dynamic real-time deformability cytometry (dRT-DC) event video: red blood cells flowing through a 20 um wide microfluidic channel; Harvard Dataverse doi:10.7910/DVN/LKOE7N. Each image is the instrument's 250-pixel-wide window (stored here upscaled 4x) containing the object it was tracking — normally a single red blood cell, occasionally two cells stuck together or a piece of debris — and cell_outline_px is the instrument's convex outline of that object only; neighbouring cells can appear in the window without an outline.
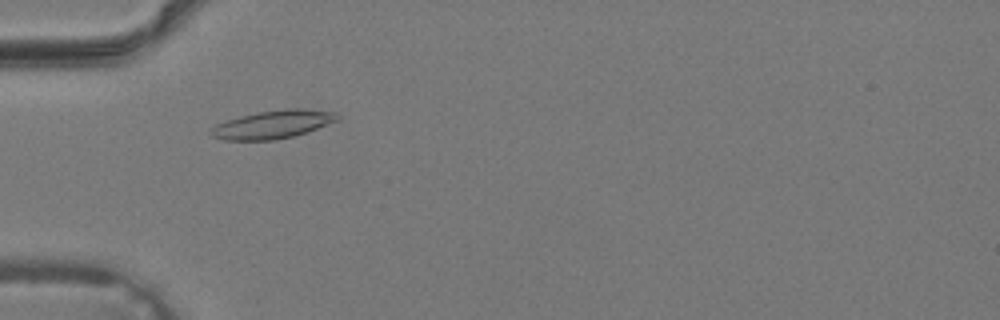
{"species": "common noctule bat (a hibernating species)", "species_latin": "Nyctalus noctula", "temperature_condition": "warm", "stored_images_in_passage": 35, "camera_frame_rate_fps": 3000, "um_per_image_px": 0.085, "animal": {"sex": "male", "body_mass_g": 19.2, "forearm_length_mm": 51.8}, "frame": {"image": 1, "passage_image": 9, "time_ms": 2.667, "image_size_px": [1000, 320], "cell_outline_px": [[340, 116], [336, 120], [308, 132], [276, 140], [224, 140], [212, 136], [208, 132], [208, 128], [216, 124], [240, 116], [256, 112], [288, 108], [300, 108], [332, 112]], "centroid_in_image_um": [23.12, 10.58], "position_along_channel_um": 61.9, "area_um2": 20.69}}
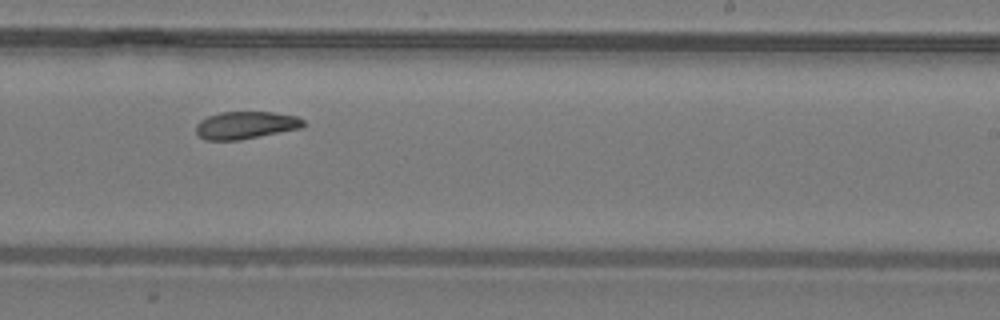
{"frame": {"image": 2, "passage_image": 21, "time_ms": 6.667, "image_size_px": [1000, 320], "cell_outline_px": [[304, 124], [300, 128], [240, 140], [204, 140], [196, 132], [196, 124], [200, 120], [208, 116], [220, 112], [272, 112], [296, 116], [304, 120]], "centroid_in_image_um": [20.85, 10.64], "position_along_channel_um": 268.1, "area_um2": 17.11}}
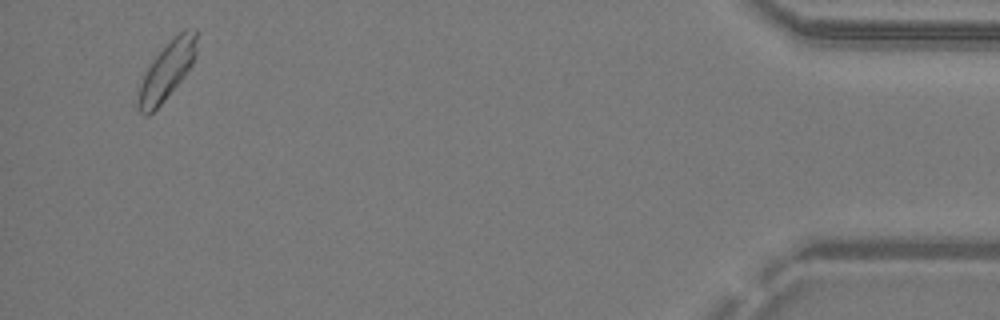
{"frame": {"image": 3, "passage_image": 34, "time_ms": 11.0, "image_size_px": [1000, 320], "cell_outline_px": [[196, 52], [192, 64], [184, 76], [164, 100], [148, 116], [144, 116], [140, 112], [136, 104], [140, 84], [144, 72], [152, 60], [184, 28], [196, 28]], "centroid_in_image_um": [14.16, 6.03], "position_along_channel_um": 421.0, "area_um2": 19.31}}